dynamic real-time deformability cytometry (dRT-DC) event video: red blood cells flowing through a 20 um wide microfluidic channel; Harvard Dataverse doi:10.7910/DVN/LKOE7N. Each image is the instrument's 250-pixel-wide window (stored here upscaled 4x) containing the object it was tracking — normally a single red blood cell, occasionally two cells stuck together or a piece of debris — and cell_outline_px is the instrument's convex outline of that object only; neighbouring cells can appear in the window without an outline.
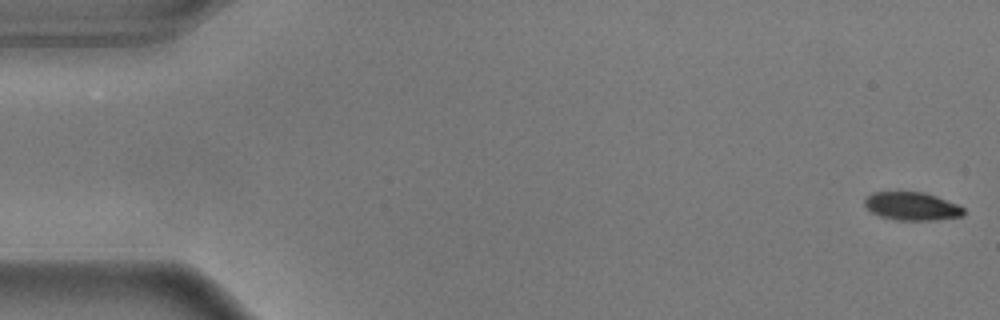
{"species": "common noctule bat (a hibernating species)", "species_latin": "Nyctalus noctula", "temperature_condition": "warm", "stored_images_in_passage": 23, "camera_frame_rate_fps": 3000, "um_per_image_px": 0.085, "animal": {"sex": "male", "body_mass_g": 17.9}, "frame": {"image": 1, "passage_image": 1, "time_ms": 0.0, "image_size_px": [1000, 320], "cell_outline_px": [[964, 216], [936, 220], [896, 220], [880, 216], [864, 208], [864, 200], [872, 192], [924, 192], [936, 196], [956, 204], [964, 208]], "centroid_in_image_um": [77.49, 17.53], "position_along_channel_um": 7.5, "area_um2": 16.3}}
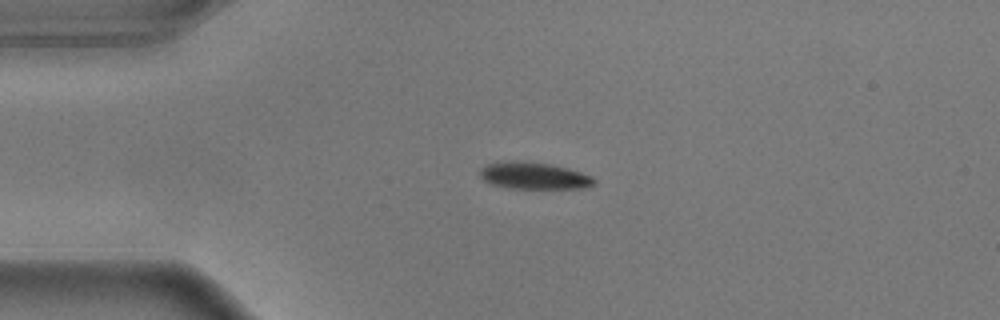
{"frame": {"image": 2, "passage_image": 13, "time_ms": 4.0, "image_size_px": [1000, 320], "cell_outline_px": [[596, 184], [584, 188], [512, 188], [492, 184], [484, 180], [480, 176], [480, 168], [488, 164], [508, 160], [552, 164], [568, 168], [592, 176], [596, 180]], "centroid_in_image_um": [45.41, 14.93], "position_along_channel_um": 39.6, "area_um2": 17.8}}
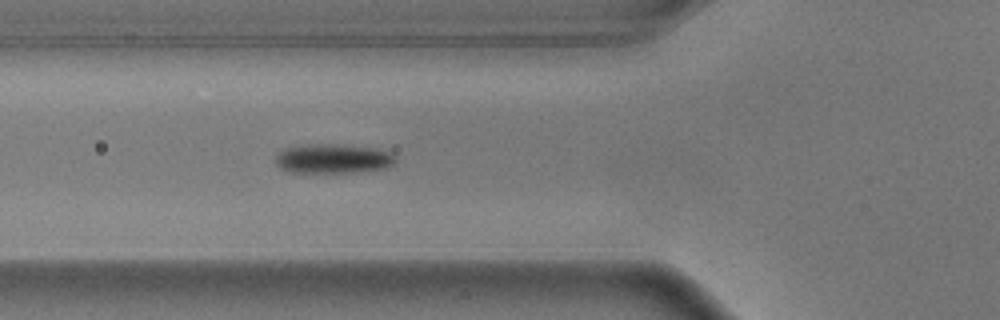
{"frame": {"image": 3, "passage_image": 20, "time_ms": 6.333, "image_size_px": [1000, 320], "cell_outline_px": [[396, 164], [388, 168], [356, 172], [288, 172], [280, 168], [276, 164], [276, 156], [284, 148], [300, 144], [328, 144], [376, 148], [392, 152], [396, 156]], "centroid_in_image_um": [28.34, 13.48], "position_along_channel_um": 97.5, "area_um2": 20.81}}